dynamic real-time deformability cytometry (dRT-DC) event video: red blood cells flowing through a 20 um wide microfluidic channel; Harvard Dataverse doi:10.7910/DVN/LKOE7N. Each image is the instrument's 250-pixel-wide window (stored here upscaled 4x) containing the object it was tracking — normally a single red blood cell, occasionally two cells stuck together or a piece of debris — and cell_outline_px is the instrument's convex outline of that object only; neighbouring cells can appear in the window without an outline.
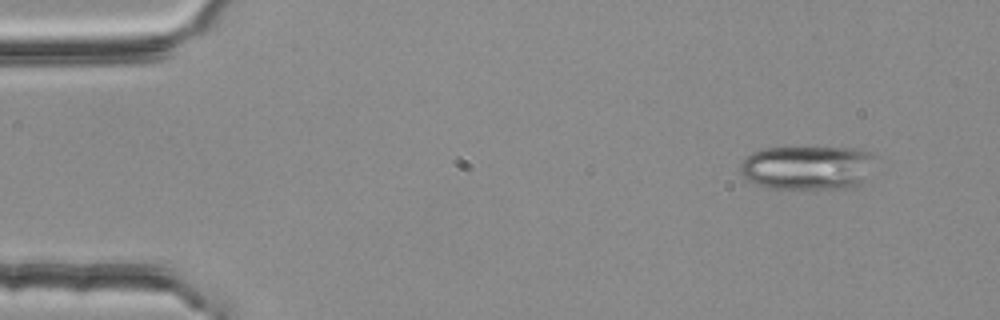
{"species": "common noctule bat (a hibernating species)", "species_latin": "Nyctalus noctula", "temperature_condition": "room temperature", "stored_images_in_passage": 3, "camera_frame_rate_fps": 3000, "um_per_image_px": 0.085, "animal": {"sex": "female", "body_mass_g": 25.1}, "frame": {"image": 1, "passage_image": 1, "time_ms": 0.0, "image_size_px": [1000, 320], "cell_outline_px": [[872, 156], [856, 188], [768, 188], [756, 184], [748, 180], [740, 172], [740, 164], [752, 152], [764, 148], [852, 148], [872, 152]], "centroid_in_image_um": [68.52, 14.24], "position_along_channel_um": 16.5, "area_um2": 33.76}}